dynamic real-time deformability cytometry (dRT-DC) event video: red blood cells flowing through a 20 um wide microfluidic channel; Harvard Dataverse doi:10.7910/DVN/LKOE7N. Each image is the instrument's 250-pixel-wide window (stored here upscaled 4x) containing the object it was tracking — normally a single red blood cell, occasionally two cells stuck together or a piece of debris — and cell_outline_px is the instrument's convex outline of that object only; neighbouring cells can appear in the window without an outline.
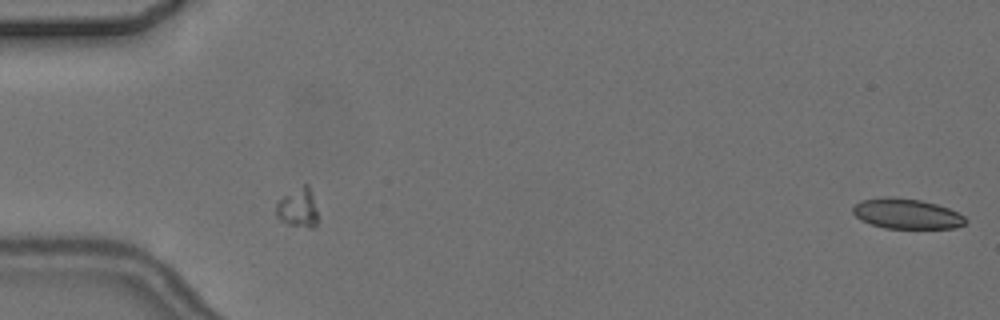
{"species": "common noctule bat (a hibernating species)", "species_latin": "Nyctalus noctula", "temperature_condition": "cold", "stored_images_in_passage": 2, "camera_frame_rate_fps": 3000, "um_per_image_px": 0.085, "animal": {"sex": "female", "body_mass_g": 24.6, "forearm_length_mm": 56.2}, "frame": {"image": 1, "passage_image": 2, "time_ms": 1.333, "image_size_px": [1000, 320], "cell_outline_px": [[968, 220], [964, 224], [952, 228], [884, 228], [860, 220], [852, 212], [852, 208], [860, 200], [920, 200], [936, 204], [948, 208], [964, 216]], "centroid_in_image_um": [77.1, 18.22], "position_along_channel_um": 7.9, "area_um2": 18.84}}